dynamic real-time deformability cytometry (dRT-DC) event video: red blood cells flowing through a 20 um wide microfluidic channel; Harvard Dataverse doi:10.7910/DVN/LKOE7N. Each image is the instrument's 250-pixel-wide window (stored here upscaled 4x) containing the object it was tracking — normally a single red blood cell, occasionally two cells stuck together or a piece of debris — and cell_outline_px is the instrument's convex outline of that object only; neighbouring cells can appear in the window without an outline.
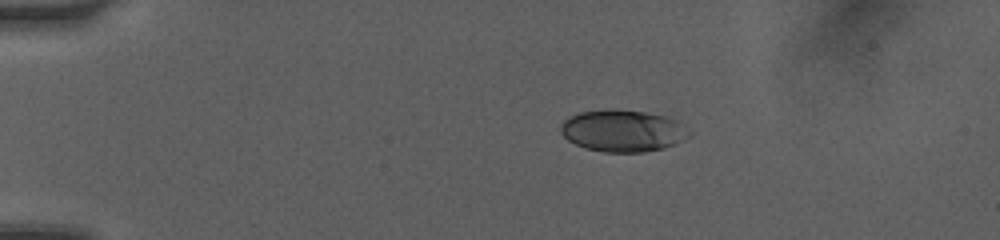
{"species": "human", "species_latin": "Homo sapiens", "temperature_condition": "room temperature", "stored_images_in_passage": 6, "camera_frame_rate_fps": 3000, "um_per_image_px": 0.085, "donor": {"sex": "female"}, "frame": {"image": 1, "passage_image": 1, "time_ms": 0.0, "image_size_px": [1000, 240], "cell_outline_px": [[692, 132], [688, 136], [664, 148], [644, 152], [604, 152], [584, 148], [568, 140], [560, 132], [560, 124], [568, 116], [580, 112], [644, 112], [668, 116], [680, 120]], "centroid_in_image_um": [52.96, 11.15], "position_along_channel_um": 32.0, "area_um2": 30.75}}
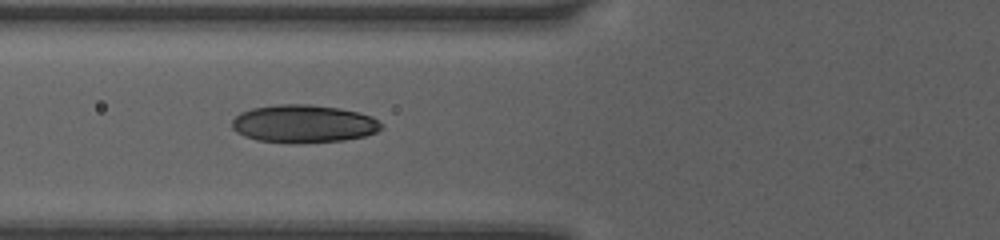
{"frame": {"image": 2, "passage_image": 4, "time_ms": 3.333, "image_size_px": [1000, 240], "cell_outline_px": [[384, 124], [376, 132], [364, 136], [344, 140], [256, 140], [244, 136], [236, 132], [232, 128], [232, 120], [240, 112], [252, 108], [276, 104], [308, 104], [340, 108], [372, 116]], "centroid_in_image_um": [25.8, 10.47], "position_along_channel_um": 100.0, "area_um2": 31.96}}
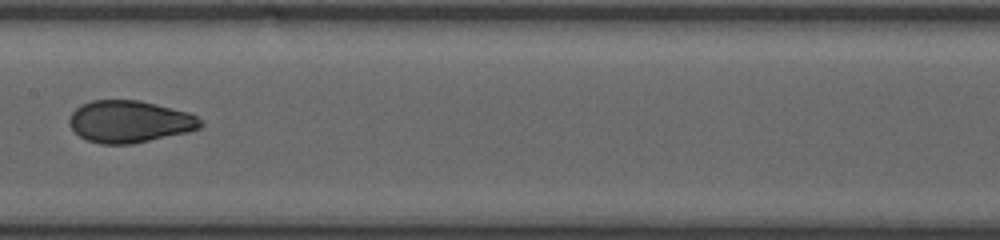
{"frame": {"image": 3, "passage_image": 6, "time_ms": 5.667, "image_size_px": [1000, 240], "cell_outline_px": [[204, 124], [200, 128], [188, 132], [132, 144], [100, 144], [88, 140], [80, 136], [72, 128], [68, 120], [72, 112], [80, 104], [92, 100], [140, 100], [188, 112], [204, 120]], "centroid_in_image_um": [11.03, 10.33], "position_along_channel_um": 196.4, "area_um2": 32.25}}